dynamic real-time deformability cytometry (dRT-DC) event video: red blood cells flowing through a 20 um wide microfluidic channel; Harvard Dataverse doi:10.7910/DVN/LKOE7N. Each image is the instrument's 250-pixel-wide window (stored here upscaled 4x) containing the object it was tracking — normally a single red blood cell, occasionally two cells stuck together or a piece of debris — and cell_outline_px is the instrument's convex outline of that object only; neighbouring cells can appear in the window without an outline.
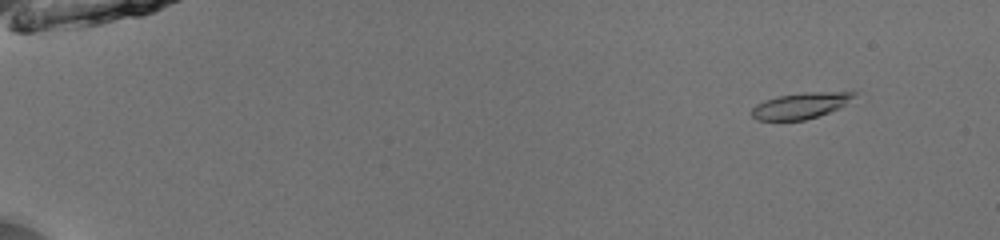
{"species": "common noctule bat (a hibernating species)", "species_latin": "Nyctalus noctula", "temperature_condition": "room temperature", "stored_images_in_passage": 22, "camera_frame_rate_fps": 3000, "um_per_image_px": 0.085, "animal": {"sex": "male", "body_mass_g": 13.0, "forearm_length_mm": 53.1}, "frame": {"image": 1, "passage_image": 6, "time_ms": 1.667, "image_size_px": [1000, 240], "cell_outline_px": [[860, 92], [856, 96], [840, 108], [804, 120], [756, 120], [752, 116], [752, 108], [756, 104], [764, 100], [780, 96], [812, 92]], "centroid_in_image_um": [68.06, 8.98], "position_along_channel_um": 16.9, "area_um2": 15.26}}
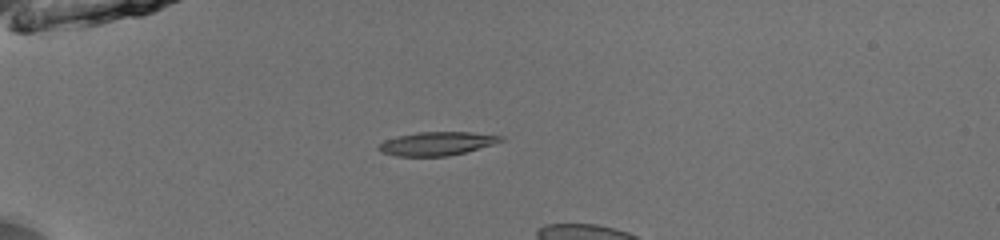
{"frame": {"image": 2, "passage_image": 17, "time_ms": 5.333, "image_size_px": [1000, 240], "cell_outline_px": [[504, 140], [492, 144], [464, 152], [448, 156], [396, 156], [380, 152], [376, 148], [384, 140], [416, 132], [468, 132], [504, 136]], "centroid_in_image_um": [37.09, 12.21], "position_along_channel_um": 47.9, "area_um2": 16.59}}